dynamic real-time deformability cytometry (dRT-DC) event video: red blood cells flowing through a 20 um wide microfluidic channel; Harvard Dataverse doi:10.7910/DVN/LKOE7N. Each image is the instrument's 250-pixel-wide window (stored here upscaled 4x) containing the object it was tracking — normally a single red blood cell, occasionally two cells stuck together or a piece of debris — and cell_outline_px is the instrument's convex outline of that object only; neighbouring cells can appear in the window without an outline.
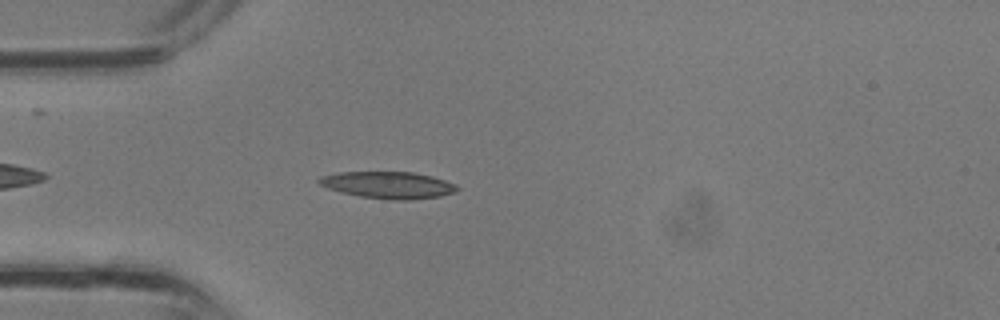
{"species": "common noctule bat (a hibernating species)", "species_latin": "Nyctalus noctula", "temperature_condition": "room temperature", "stored_images_in_passage": 28, "camera_frame_rate_fps": 3000, "um_per_image_px": 0.085, "animal": {"sex": "male", "body_mass_g": 13.3}, "frame": {"image": 1, "passage_image": 3, "time_ms": 0.667, "image_size_px": [1000, 320], "cell_outline_px": [[460, 188], [456, 192], [440, 196], [408, 200], [392, 200], [360, 196], [340, 192], [328, 188], [320, 184], [316, 180], [320, 176], [336, 172], [412, 172], [432, 176], [456, 184]], "centroid_in_image_um": [32.99, 15.72], "position_along_channel_um": 52.0, "area_um2": 21.68}}
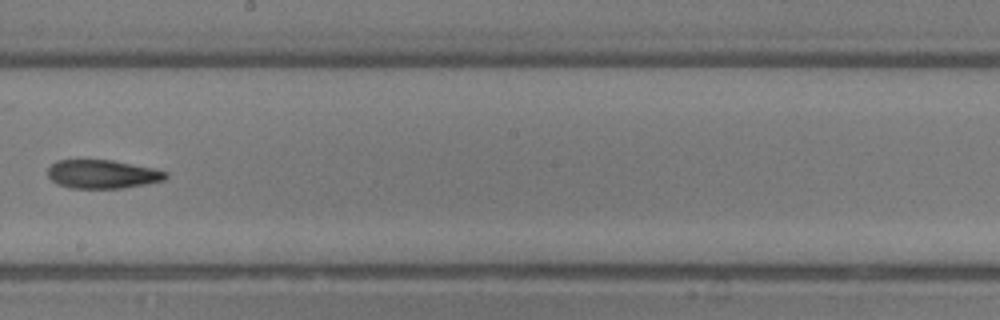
{"frame": {"image": 2, "passage_image": 13, "time_ms": 4.0, "image_size_px": [1000, 320], "cell_outline_px": [[168, 176], [164, 180], [124, 188], [72, 188], [60, 184], [52, 180], [48, 176], [48, 168], [56, 160], [112, 160], [152, 168], [168, 172]], "centroid_in_image_um": [8.72, 14.8], "position_along_channel_um": 239.5, "area_um2": 19.48}}
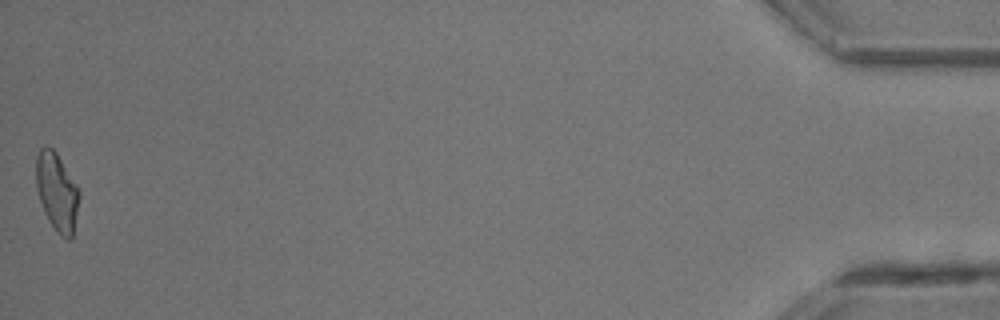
{"frame": {"image": 3, "passage_image": 28, "time_ms": 9.0, "image_size_px": [1000, 320], "cell_outline_px": [[80, 196], [72, 236], [68, 240], [60, 236], [48, 220], [44, 212], [36, 188], [36, 156], [40, 148], [44, 144], [48, 144], [56, 152], [76, 184], [80, 192]], "centroid_in_image_um": [4.82, 16.28], "position_along_channel_um": 430.4, "area_um2": 19.65}}